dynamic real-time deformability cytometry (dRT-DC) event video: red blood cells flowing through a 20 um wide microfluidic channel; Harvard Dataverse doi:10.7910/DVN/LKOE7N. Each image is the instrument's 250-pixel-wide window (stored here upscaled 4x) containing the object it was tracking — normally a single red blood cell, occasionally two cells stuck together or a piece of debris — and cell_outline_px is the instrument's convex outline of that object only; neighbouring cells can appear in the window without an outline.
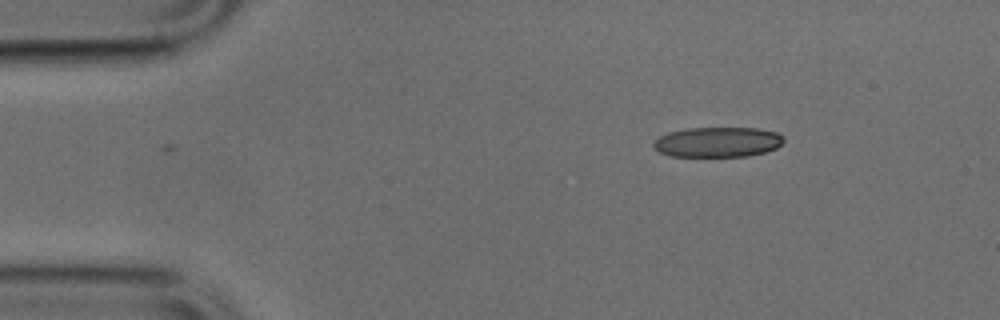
{"species": "common noctule bat (a hibernating species)", "species_latin": "Nyctalus noctula", "temperature_condition": "cold", "stored_images_in_passage": 37, "camera_frame_rate_fps": 3000, "um_per_image_px": 0.085, "animal": {"sex": "male", "body_mass_g": 17.9, "forearm_length_mm": 54.2}, "frame": {"image": 1, "passage_image": 1, "time_ms": 0.0, "image_size_px": [1000, 320], "cell_outline_px": [[784, 140], [776, 148], [764, 152], [748, 156], [668, 156], [660, 152], [652, 144], [660, 136], [668, 132], [688, 128], [756, 128], [776, 132], [784, 136]], "centroid_in_image_um": [61.01, 12.07], "position_along_channel_um": 24.0, "area_um2": 22.72}}
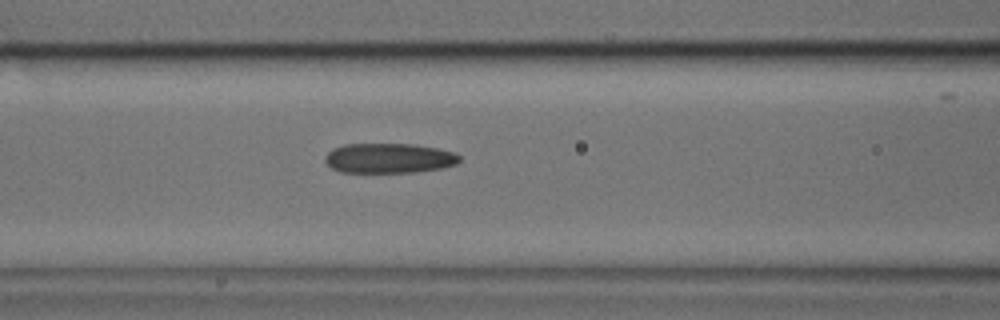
{"frame": {"image": 2, "passage_image": 14, "time_ms": 4.333, "image_size_px": [1000, 320], "cell_outline_px": [[460, 160], [456, 164], [440, 168], [416, 172], [340, 172], [332, 168], [324, 160], [324, 156], [332, 148], [344, 144], [416, 144], [456, 152], [460, 156]], "centroid_in_image_um": [33.05, 13.44], "position_along_channel_um": 133.5, "area_um2": 23.52}}
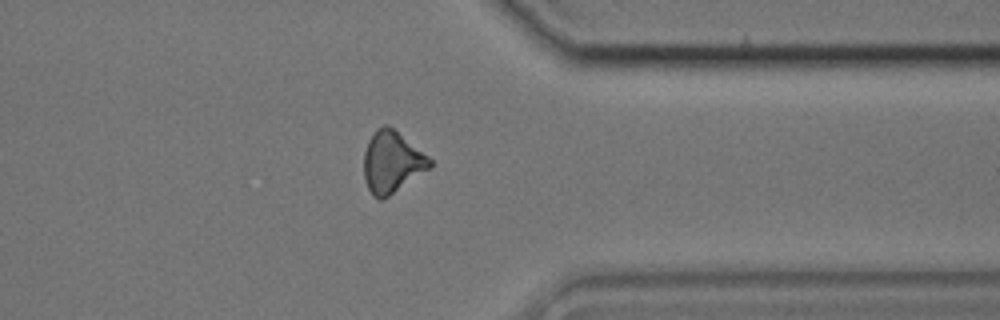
{"frame": {"image": 3, "passage_image": 33, "time_ms": 10.667, "image_size_px": [1000, 320], "cell_outline_px": [[432, 168], [388, 196], [380, 200], [376, 200], [372, 196], [364, 180], [364, 152], [368, 140], [376, 128], [384, 124], [388, 124], [428, 156], [432, 160]], "centroid_in_image_um": [33.3, 13.78], "position_along_channel_um": 378.1, "area_um2": 23.81}}